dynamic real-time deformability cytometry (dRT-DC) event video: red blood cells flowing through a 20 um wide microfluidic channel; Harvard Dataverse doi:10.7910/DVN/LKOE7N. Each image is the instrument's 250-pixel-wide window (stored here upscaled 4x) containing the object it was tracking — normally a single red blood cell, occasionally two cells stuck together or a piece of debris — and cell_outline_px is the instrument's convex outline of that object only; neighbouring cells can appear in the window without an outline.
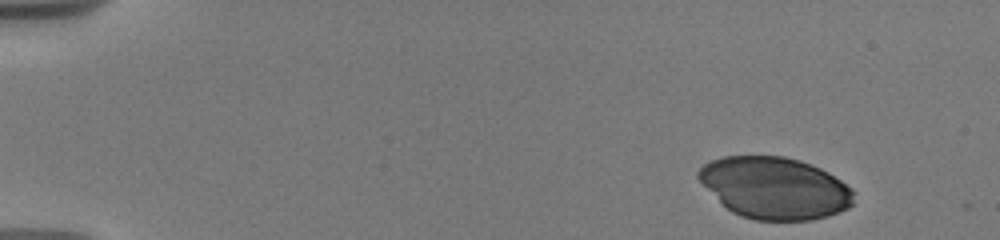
{"species": "human", "species_latin": "Homo sapiens", "temperature_condition": "warm", "stored_images_in_passage": 6, "camera_frame_rate_fps": 3000, "um_per_image_px": 0.085, "donor": {"sex": "male"}, "frame": {"image": 1, "passage_image": 1, "time_ms": 0.0, "image_size_px": [1000, 240], "cell_outline_px": [[856, 192], [852, 204], [848, 208], [828, 216], [812, 220], [756, 220], [740, 216], [732, 212], [696, 176], [696, 172], [704, 164], [712, 160], [724, 156], [784, 156], [800, 160], [820, 168], [828, 172], [852, 188]], "centroid_in_image_um": [65.9, 15.97], "position_along_channel_um": 19.1, "area_um2": 55.66}}